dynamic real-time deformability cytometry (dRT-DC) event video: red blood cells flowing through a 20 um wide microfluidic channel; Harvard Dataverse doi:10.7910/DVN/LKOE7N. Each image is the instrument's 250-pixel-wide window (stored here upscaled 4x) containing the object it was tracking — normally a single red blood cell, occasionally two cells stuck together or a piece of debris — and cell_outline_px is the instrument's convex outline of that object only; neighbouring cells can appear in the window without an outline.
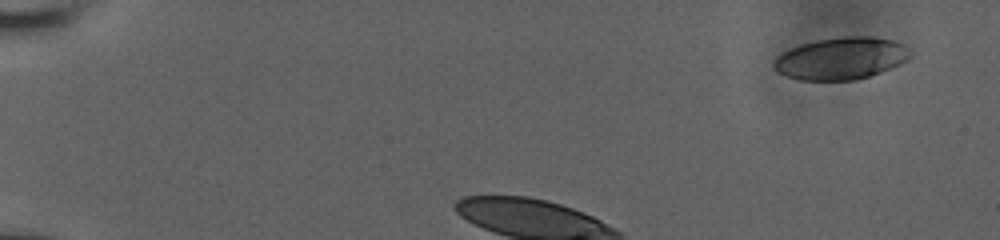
{"species": "human", "species_latin": "Homo sapiens", "temperature_condition": "room temperature", "stored_images_in_passage": 6, "camera_frame_rate_fps": 3000, "um_per_image_px": 0.085, "donor": {"sex": "male"}, "frame": {"image": 1, "passage_image": 1, "time_ms": 0.0, "image_size_px": [1000, 240], "cell_outline_px": [[912, 56], [908, 60], [900, 64], [880, 72], [856, 80], [800, 80], [788, 76], [780, 72], [772, 64], [776, 56], [792, 48], [816, 40], [844, 36], [872, 36], [892, 40], [904, 44], [912, 52]], "centroid_in_image_um": [71.55, 4.95], "position_along_channel_um": 13.5, "area_um2": 33.35}}
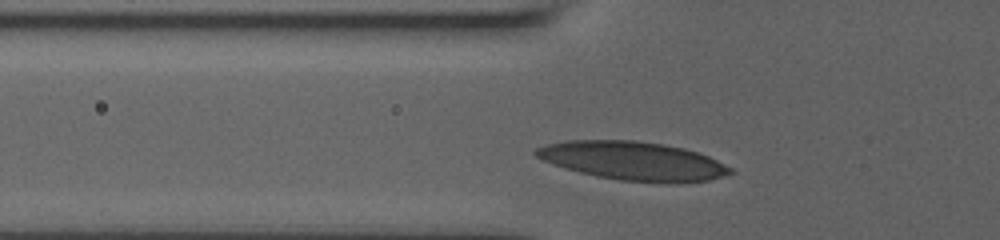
{"frame": {"image": 2, "passage_image": 4, "time_ms": 2.333, "image_size_px": [1000, 240], "cell_outline_px": [[736, 172], [708, 180], [676, 184], [668, 184], [620, 180], [580, 172], [564, 168], [552, 164], [536, 156], [532, 152], [536, 148], [548, 144], [568, 140], [636, 140], [664, 144], [684, 148], [700, 152], [732, 168]], "centroid_in_image_um": [53.85, 13.68], "position_along_channel_um": 71.9, "area_um2": 43.93}}
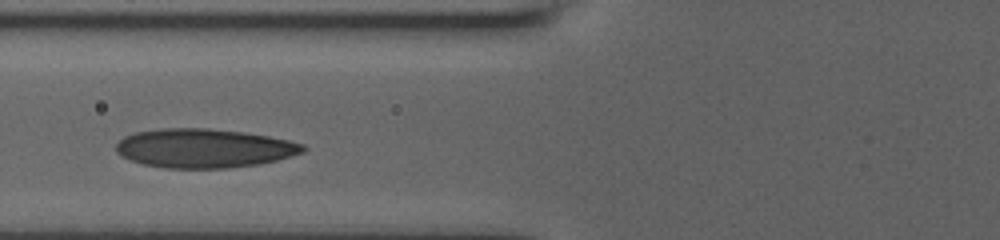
{"frame": {"image": 3, "passage_image": 5, "time_ms": 3.333, "image_size_px": [1000, 240], "cell_outline_px": [[308, 148], [304, 152], [292, 156], [260, 164], [228, 168], [164, 168], [144, 164], [132, 160], [116, 152], [116, 144], [124, 136], [136, 132], [164, 128], [208, 128], [244, 132], [268, 136], [288, 140], [304, 144]], "centroid_in_image_um": [17.38, 12.6], "position_along_channel_um": 108.4, "area_um2": 42.48}}